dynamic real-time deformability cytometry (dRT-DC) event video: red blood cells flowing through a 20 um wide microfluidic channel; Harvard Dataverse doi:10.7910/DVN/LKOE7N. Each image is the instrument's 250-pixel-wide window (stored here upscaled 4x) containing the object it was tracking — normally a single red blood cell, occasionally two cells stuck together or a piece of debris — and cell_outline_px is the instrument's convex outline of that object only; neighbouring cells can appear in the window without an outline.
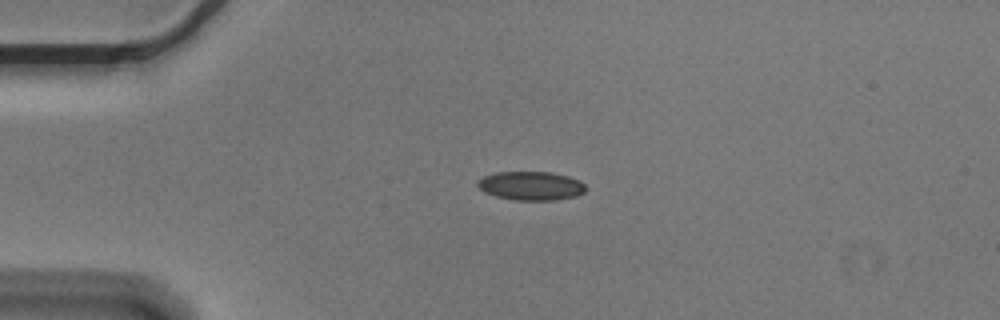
{"species": "Egyptian fruit bat (a non-hibernating species)", "species_latin": "Rousettus aegyptiacus", "temperature_condition": "cold", "stored_images_in_passage": 6, "camera_frame_rate_fps": 3000, "um_per_image_px": 0.085, "animal": {"sex": "male"}, "frame": {"image": 1, "passage_image": 3, "time_ms": 0.667, "image_size_px": [1000, 320], "cell_outline_px": [[588, 188], [584, 192], [576, 196], [556, 200], [512, 200], [496, 196], [484, 192], [476, 184], [476, 180], [484, 176], [496, 172], [552, 172], [568, 176], [580, 180]], "centroid_in_image_um": [45.14, 15.79], "position_along_channel_um": 39.9, "area_um2": 18.32}}
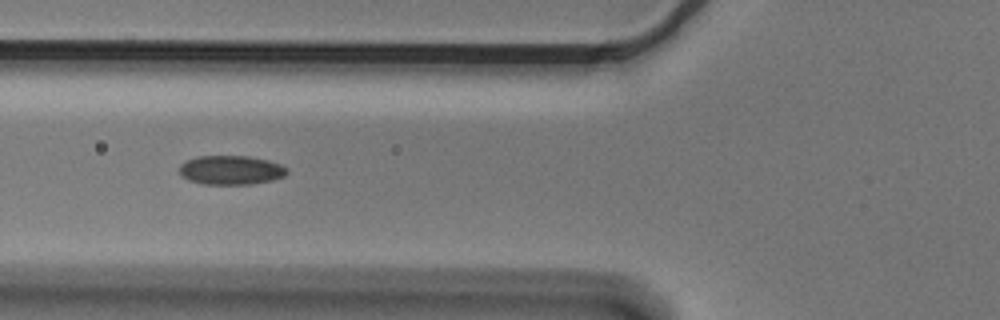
{"frame": {"image": 2, "passage_image": 5, "time_ms": 1.333, "image_size_px": [1000, 320], "cell_outline_px": [[288, 172], [284, 176], [272, 180], [252, 184], [200, 184], [188, 180], [180, 176], [180, 164], [196, 156], [248, 156], [268, 160], [280, 164], [288, 168]], "centroid_in_image_um": [19.62, 14.46], "position_along_channel_um": 106.2, "area_um2": 18.38}}
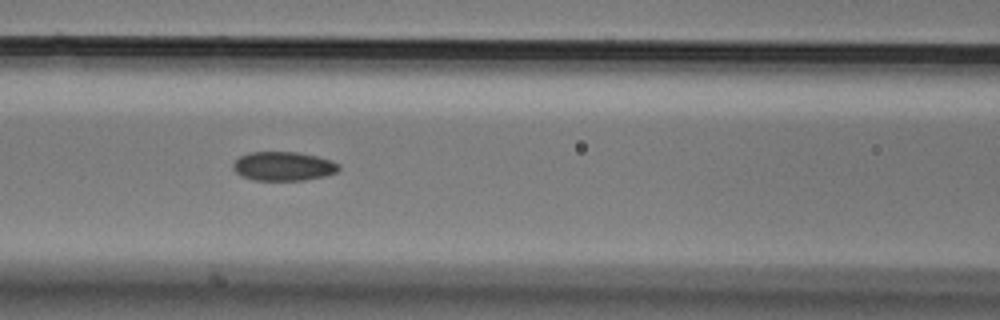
{"frame": {"image": 3, "passage_image": 6, "time_ms": 1.667, "image_size_px": [1000, 320], "cell_outline_px": [[340, 168], [336, 172], [324, 176], [304, 180], [252, 180], [240, 176], [232, 168], [232, 164], [240, 156], [248, 152], [300, 152], [332, 160], [340, 164]], "centroid_in_image_um": [24.07, 14.12], "position_along_channel_um": 142.5, "area_um2": 18.03}}